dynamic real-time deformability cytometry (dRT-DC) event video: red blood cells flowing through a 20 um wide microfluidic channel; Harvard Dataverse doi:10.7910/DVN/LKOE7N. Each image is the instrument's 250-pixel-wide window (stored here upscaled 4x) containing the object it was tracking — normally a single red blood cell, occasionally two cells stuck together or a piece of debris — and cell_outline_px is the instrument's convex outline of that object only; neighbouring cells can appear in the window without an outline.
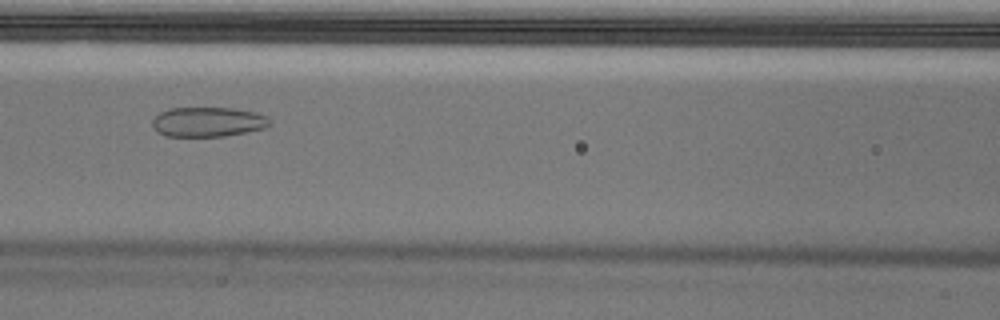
{"species": "Egyptian fruit bat (a non-hibernating species)", "species_latin": "Rousettus aegyptiacus", "temperature_condition": "cold", "stored_images_in_passage": 55, "camera_frame_rate_fps": 3000, "um_per_image_px": 0.085, "animal": {"sex": "male"}, "frame": {"image": 1, "passage_image": 24, "time_ms": 7.667, "image_size_px": [1000, 320], "cell_outline_px": [[272, 124], [264, 128], [224, 136], [164, 136], [156, 132], [152, 128], [152, 120], [160, 112], [168, 108], [232, 108], [256, 112], [268, 116]], "centroid_in_image_um": [17.65, 10.36], "position_along_channel_um": 148.9, "area_um2": 20.46}, "authors_computed_cell_mechanics": {"area_um2": 29.3046, "velocity_mm_per_s": 3.6666, "shape_relaxation_time_tau1_ms": null, "shape_relaxation_time_tau2_ms": 1.1216, "deformation_change_tau1": null, "deformation_change_tau2": 0.0629}}